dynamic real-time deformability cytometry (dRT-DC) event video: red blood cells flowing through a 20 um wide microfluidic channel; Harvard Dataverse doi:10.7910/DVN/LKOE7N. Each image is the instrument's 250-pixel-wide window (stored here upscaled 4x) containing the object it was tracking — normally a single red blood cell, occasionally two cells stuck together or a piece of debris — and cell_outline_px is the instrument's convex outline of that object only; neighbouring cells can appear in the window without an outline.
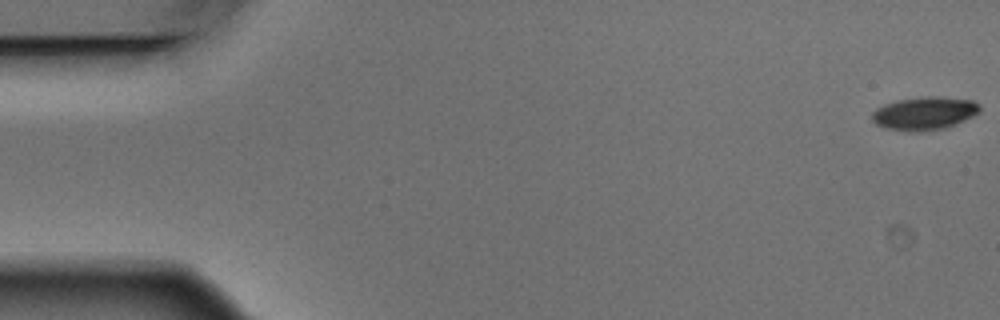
{"species": "Egyptian fruit bat (a non-hibernating species)", "species_latin": "Rousettus aegyptiacus", "temperature_condition": "warm", "stored_images_in_passage": 5, "camera_frame_rate_fps": 3000, "um_per_image_px": 0.085, "animal": {"sex": "male"}, "frame": {"image": 1, "passage_image": 1, "time_ms": 0.0, "image_size_px": [1000, 320], "cell_outline_px": [[980, 112], [972, 116], [944, 128], [920, 132], [908, 132], [888, 128], [876, 124], [872, 120], [872, 112], [876, 108], [884, 104], [896, 100], [924, 96], [940, 96], [972, 100], [980, 104]], "centroid_in_image_um": [78.56, 9.62], "position_along_channel_um": 6.4, "area_um2": 20.87}}
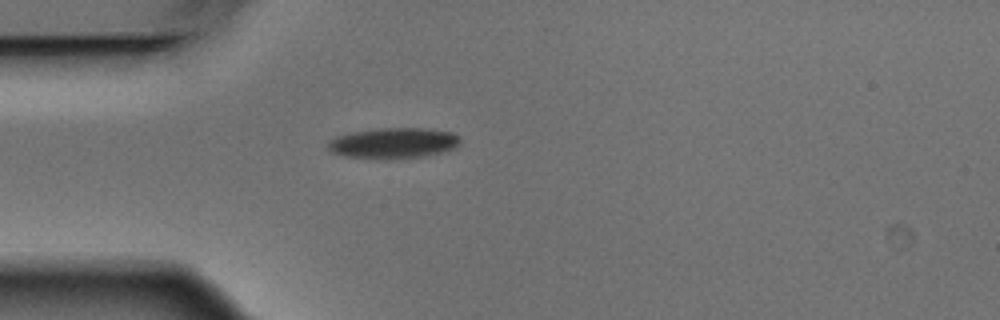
{"frame": {"image": 2, "passage_image": 5, "time_ms": 1.333, "image_size_px": [1000, 320], "cell_outline_px": [[460, 144], [456, 148], [448, 152], [424, 156], [344, 156], [332, 152], [328, 148], [328, 144], [336, 136], [356, 132], [380, 128], [424, 128], [452, 132], [460, 136]], "centroid_in_image_um": [33.57, 12.12], "position_along_channel_um": 51.4, "area_um2": 22.72}}